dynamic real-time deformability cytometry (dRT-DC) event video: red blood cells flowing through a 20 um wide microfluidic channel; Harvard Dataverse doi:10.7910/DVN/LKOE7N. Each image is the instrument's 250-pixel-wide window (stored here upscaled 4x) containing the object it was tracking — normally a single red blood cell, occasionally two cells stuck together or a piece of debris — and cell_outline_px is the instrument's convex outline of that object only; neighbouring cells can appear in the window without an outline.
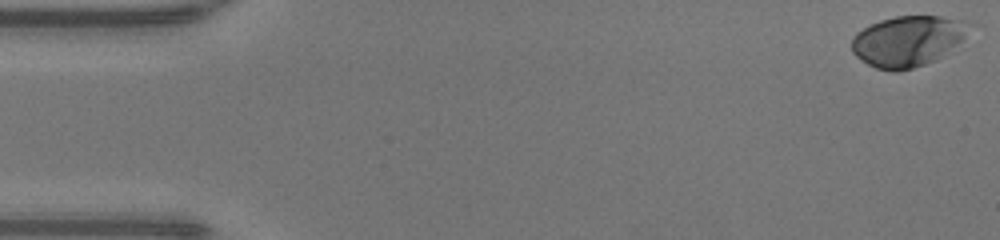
{"species": "human", "species_latin": "Homo sapiens", "temperature_condition": "warm", "stored_images_in_passage": 49, "camera_frame_rate_fps": 3000, "um_per_image_px": 0.085, "donor": {"sex": "male"}, "frame": {"image": 1, "passage_image": 1, "time_ms": 0.0, "image_size_px": [1000, 240], "cell_outline_px": [[972, 24], [964, 36], [960, 40], [936, 60], [912, 68], [896, 72], [892, 72], [876, 68], [860, 60], [852, 52], [852, 36], [856, 32], [880, 20], [896, 16], [940, 16], [964, 20]], "centroid_in_image_um": [77.11, 3.49], "position_along_channel_um": 7.9, "area_um2": 34.45}}
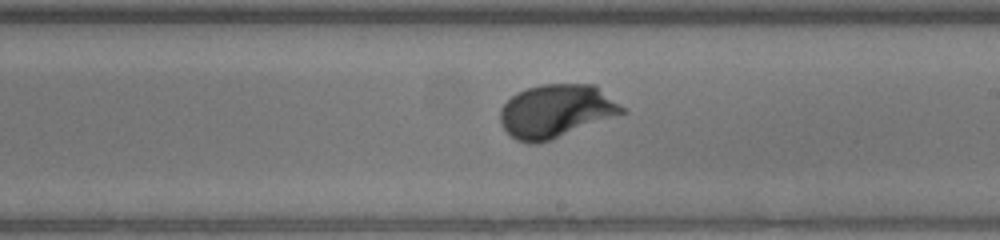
{"frame": {"image": 2, "passage_image": 28, "time_ms": 9.0, "image_size_px": [1000, 240], "cell_outline_px": [[628, 112], [548, 140], [536, 144], [528, 144], [516, 140], [504, 128], [500, 120], [500, 108], [516, 92], [540, 84], [596, 84], [628, 108]], "centroid_in_image_um": [47.32, 9.42], "position_along_channel_um": 241.7, "area_um2": 37.97}}
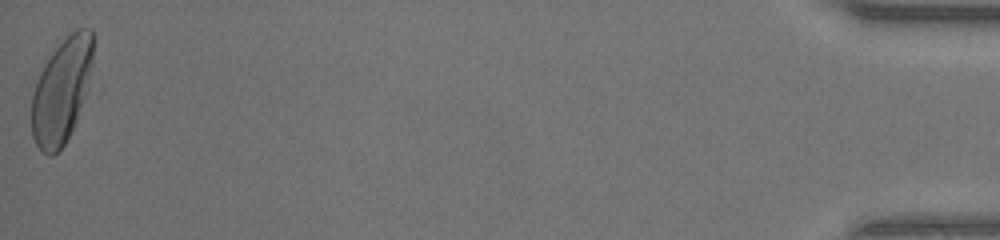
{"frame": {"image": 3, "passage_image": 49, "time_ms": 16.0, "image_size_px": [1000, 240], "cell_outline_px": [[92, 60], [88, 88], [76, 120], [64, 144], [52, 156], [48, 156], [36, 144], [32, 136], [32, 92], [40, 72], [56, 40], [76, 28], [92, 28]], "centroid_in_image_um": [5.22, 7.61], "position_along_channel_um": 430.0, "area_um2": 37.8}, "authors_computed_cell_mechanics": {"area_um2": 35.4314, "velocity_mm_per_s": 4.2321, "shape_relaxation_time_tau1_ms": 2.0157, "shape_relaxation_time_tau2_ms": null, "deformation_change_tau1": 0.1619, "deformation_change_tau2": null}}